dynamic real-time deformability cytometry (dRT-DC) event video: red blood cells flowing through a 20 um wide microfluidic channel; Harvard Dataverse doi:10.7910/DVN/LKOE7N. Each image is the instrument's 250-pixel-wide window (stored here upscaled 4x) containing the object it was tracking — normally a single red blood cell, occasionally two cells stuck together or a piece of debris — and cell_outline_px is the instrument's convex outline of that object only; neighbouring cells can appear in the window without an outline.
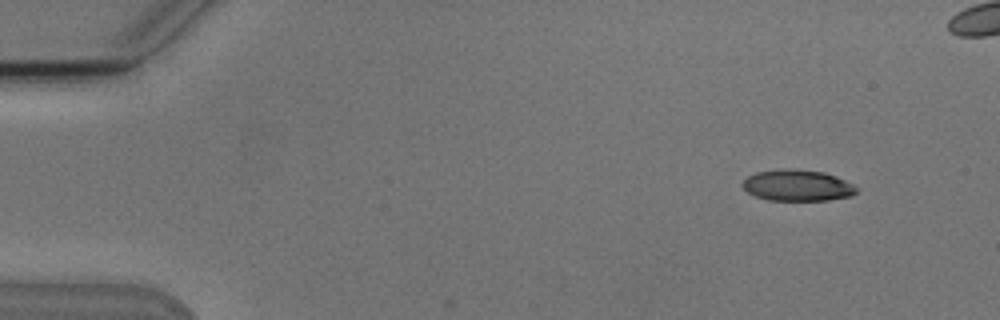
{"species": "Egyptian fruit bat (a non-hibernating species)", "species_latin": "Rousettus aegyptiacus", "temperature_condition": "cold", "stored_images_in_passage": 5, "camera_frame_rate_fps": 3000, "um_per_image_px": 0.085, "animal": {"sex": "male"}, "frame": {"image": 1, "passage_image": 1, "time_ms": 0.0, "image_size_px": [1000, 320], "cell_outline_px": [[856, 192], [852, 196], [828, 200], [768, 200], [756, 196], [748, 192], [740, 184], [748, 176], [756, 172], [792, 168], [824, 172], [836, 176], [852, 184], [856, 188]], "centroid_in_image_um": [67.77, 15.76], "position_along_channel_um": 17.2, "area_um2": 20.63}}